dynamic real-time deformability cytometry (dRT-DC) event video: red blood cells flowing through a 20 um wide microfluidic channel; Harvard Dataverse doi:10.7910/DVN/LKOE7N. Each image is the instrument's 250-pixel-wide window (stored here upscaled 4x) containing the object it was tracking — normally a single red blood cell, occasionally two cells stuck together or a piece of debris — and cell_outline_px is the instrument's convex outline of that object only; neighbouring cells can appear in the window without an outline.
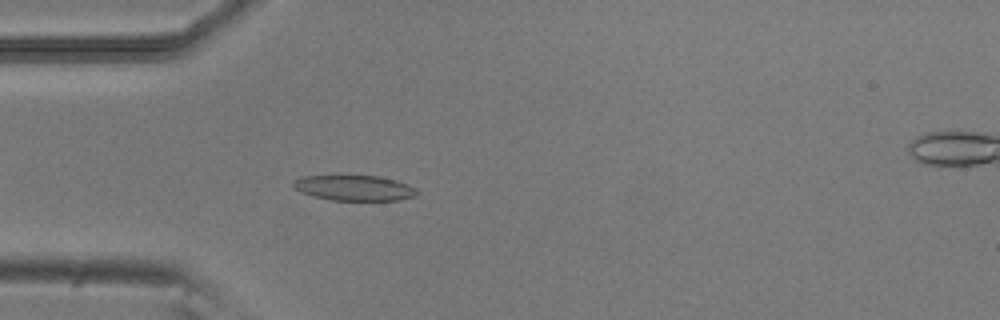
{"species": "common noctule bat (a hibernating species)", "species_latin": "Nyctalus noctula", "temperature_condition": "room temperature", "stored_images_in_passage": 47, "camera_frame_rate_fps": 3000, "um_per_image_px": 0.085, "animal": {"sex": "male", "body_mass_g": 20.5, "forearm_length_mm": 52.5}, "frame": {"image": 1, "passage_image": 15, "time_ms": 4.667, "image_size_px": [1000, 320], "cell_outline_px": [[420, 192], [412, 196], [400, 200], [332, 200], [312, 196], [300, 192], [292, 188], [292, 180], [304, 176], [336, 172], [380, 176], [396, 180], [408, 184], [416, 188]], "centroid_in_image_um": [30.02, 15.91], "position_along_channel_um": 55.0, "area_um2": 19.48}}
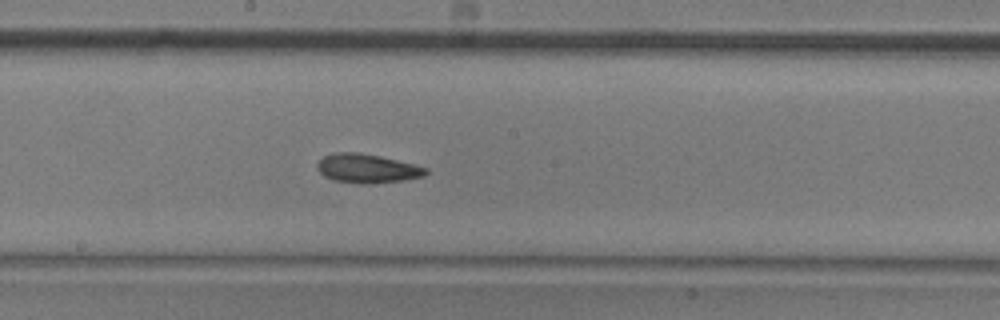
{"frame": {"image": 2, "passage_image": 28, "time_ms": 9.0, "image_size_px": [1000, 320], "cell_outline_px": [[428, 172], [424, 176], [404, 180], [364, 184], [360, 184], [332, 180], [324, 176], [316, 168], [316, 164], [324, 156], [336, 152], [360, 152], [380, 156], [428, 168]], "centroid_in_image_um": [31.18, 14.32], "position_along_channel_um": 217.0, "area_um2": 18.32}}
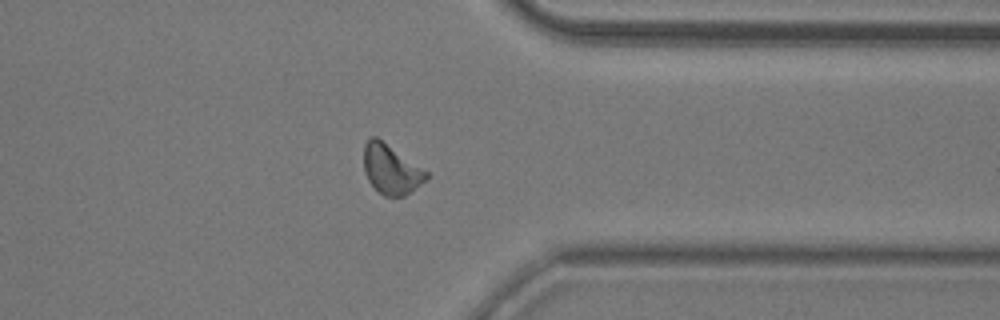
{"frame": {"image": 3, "passage_image": 41, "time_ms": 13.333, "image_size_px": [1000, 320], "cell_outline_px": [[428, 176], [420, 184], [404, 196], [384, 196], [368, 180], [364, 172], [364, 144], [372, 136], [376, 136], [428, 172]], "centroid_in_image_um": [33.21, 14.38], "position_along_channel_um": 378.2, "area_um2": 17.63}}